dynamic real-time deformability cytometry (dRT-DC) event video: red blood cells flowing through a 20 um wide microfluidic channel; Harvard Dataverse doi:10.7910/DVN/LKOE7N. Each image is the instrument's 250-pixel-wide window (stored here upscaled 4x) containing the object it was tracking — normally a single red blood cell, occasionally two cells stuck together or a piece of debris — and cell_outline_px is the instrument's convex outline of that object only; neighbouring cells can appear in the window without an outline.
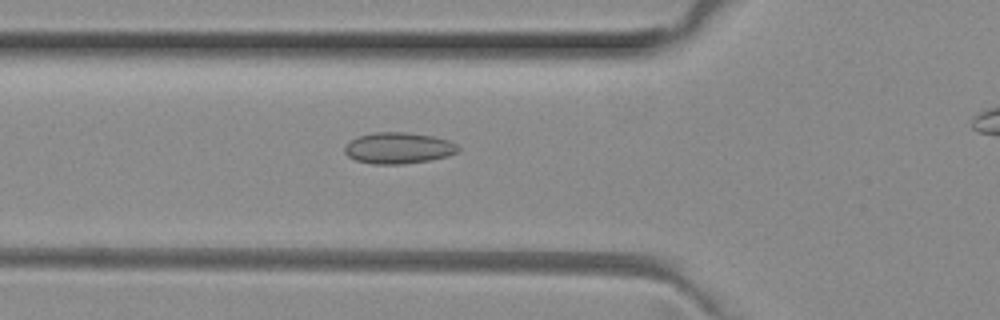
{"species": "common noctule bat (a hibernating species)", "species_latin": "Nyctalus noctula", "temperature_condition": "room temperature", "stored_images_in_passage": 8, "camera_frame_rate_fps": 3000, "um_per_image_px": 0.085, "animal": {"sex": "female", "body_mass_g": 29.2, "forearm_length_mm": 56.3}, "frame": {"image": 1, "passage_image": 8, "time_ms": 2.333, "image_size_px": [1000, 320], "cell_outline_px": [[460, 148], [456, 152], [448, 156], [428, 160], [404, 164], [372, 164], [356, 160], [348, 156], [344, 152], [344, 148], [352, 140], [360, 136], [376, 132], [408, 132], [432, 136], [448, 140], [456, 144]], "centroid_in_image_um": [33.87, 12.59], "position_along_channel_um": 91.9, "area_um2": 20.46}}